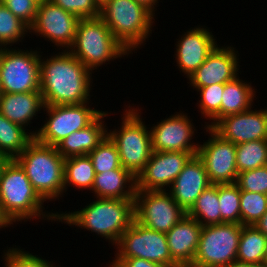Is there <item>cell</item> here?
Instances as JSON below:
<instances>
[{
  "label": "cell",
  "mask_w": 267,
  "mask_h": 267,
  "mask_svg": "<svg viewBox=\"0 0 267 267\" xmlns=\"http://www.w3.org/2000/svg\"><path fill=\"white\" fill-rule=\"evenodd\" d=\"M92 71L68 50L40 60V92L46 105H76L90 101Z\"/></svg>",
  "instance_id": "cell-1"
},
{
  "label": "cell",
  "mask_w": 267,
  "mask_h": 267,
  "mask_svg": "<svg viewBox=\"0 0 267 267\" xmlns=\"http://www.w3.org/2000/svg\"><path fill=\"white\" fill-rule=\"evenodd\" d=\"M135 220L134 199L96 198L79 211L58 214V221L95 232L116 245Z\"/></svg>",
  "instance_id": "cell-2"
},
{
  "label": "cell",
  "mask_w": 267,
  "mask_h": 267,
  "mask_svg": "<svg viewBox=\"0 0 267 267\" xmlns=\"http://www.w3.org/2000/svg\"><path fill=\"white\" fill-rule=\"evenodd\" d=\"M44 202L34 190L25 170L15 159L10 160L0 180V207L3 214L12 224L37 217L58 221V212H43Z\"/></svg>",
  "instance_id": "cell-3"
},
{
  "label": "cell",
  "mask_w": 267,
  "mask_h": 267,
  "mask_svg": "<svg viewBox=\"0 0 267 267\" xmlns=\"http://www.w3.org/2000/svg\"><path fill=\"white\" fill-rule=\"evenodd\" d=\"M15 160L44 201L56 200L64 195L65 159L56 146L40 143L34 138Z\"/></svg>",
  "instance_id": "cell-4"
},
{
  "label": "cell",
  "mask_w": 267,
  "mask_h": 267,
  "mask_svg": "<svg viewBox=\"0 0 267 267\" xmlns=\"http://www.w3.org/2000/svg\"><path fill=\"white\" fill-rule=\"evenodd\" d=\"M154 16L155 13L135 0H108L100 6V18L130 53L151 36Z\"/></svg>",
  "instance_id": "cell-5"
},
{
  "label": "cell",
  "mask_w": 267,
  "mask_h": 267,
  "mask_svg": "<svg viewBox=\"0 0 267 267\" xmlns=\"http://www.w3.org/2000/svg\"><path fill=\"white\" fill-rule=\"evenodd\" d=\"M69 49L91 71L105 62L130 53L100 17L79 20L75 41Z\"/></svg>",
  "instance_id": "cell-6"
},
{
  "label": "cell",
  "mask_w": 267,
  "mask_h": 267,
  "mask_svg": "<svg viewBox=\"0 0 267 267\" xmlns=\"http://www.w3.org/2000/svg\"><path fill=\"white\" fill-rule=\"evenodd\" d=\"M131 107L129 105L124 111L120 129L108 131V136L118 149L121 166L137 177L149 161L153 150L151 132L140 118L141 111Z\"/></svg>",
  "instance_id": "cell-7"
},
{
  "label": "cell",
  "mask_w": 267,
  "mask_h": 267,
  "mask_svg": "<svg viewBox=\"0 0 267 267\" xmlns=\"http://www.w3.org/2000/svg\"><path fill=\"white\" fill-rule=\"evenodd\" d=\"M40 51L9 47L0 49V86L2 93L40 91Z\"/></svg>",
  "instance_id": "cell-8"
},
{
  "label": "cell",
  "mask_w": 267,
  "mask_h": 267,
  "mask_svg": "<svg viewBox=\"0 0 267 267\" xmlns=\"http://www.w3.org/2000/svg\"><path fill=\"white\" fill-rule=\"evenodd\" d=\"M242 224L203 226L199 245L190 267H226L236 261Z\"/></svg>",
  "instance_id": "cell-9"
},
{
  "label": "cell",
  "mask_w": 267,
  "mask_h": 267,
  "mask_svg": "<svg viewBox=\"0 0 267 267\" xmlns=\"http://www.w3.org/2000/svg\"><path fill=\"white\" fill-rule=\"evenodd\" d=\"M89 102L76 105H46L48 114L39 130L30 132L40 143L56 146L75 131L88 126L102 111L92 109Z\"/></svg>",
  "instance_id": "cell-10"
},
{
  "label": "cell",
  "mask_w": 267,
  "mask_h": 267,
  "mask_svg": "<svg viewBox=\"0 0 267 267\" xmlns=\"http://www.w3.org/2000/svg\"><path fill=\"white\" fill-rule=\"evenodd\" d=\"M115 258H142L157 264L180 267L169 252L166 233L152 230L136 220L121 235Z\"/></svg>",
  "instance_id": "cell-11"
},
{
  "label": "cell",
  "mask_w": 267,
  "mask_h": 267,
  "mask_svg": "<svg viewBox=\"0 0 267 267\" xmlns=\"http://www.w3.org/2000/svg\"><path fill=\"white\" fill-rule=\"evenodd\" d=\"M135 220L152 230L167 233L187 213L166 190H136Z\"/></svg>",
  "instance_id": "cell-12"
},
{
  "label": "cell",
  "mask_w": 267,
  "mask_h": 267,
  "mask_svg": "<svg viewBox=\"0 0 267 267\" xmlns=\"http://www.w3.org/2000/svg\"><path fill=\"white\" fill-rule=\"evenodd\" d=\"M79 20L78 16L65 11L50 0L40 2L29 33L41 35L40 37L47 38L57 47L69 50L75 41Z\"/></svg>",
  "instance_id": "cell-13"
},
{
  "label": "cell",
  "mask_w": 267,
  "mask_h": 267,
  "mask_svg": "<svg viewBox=\"0 0 267 267\" xmlns=\"http://www.w3.org/2000/svg\"><path fill=\"white\" fill-rule=\"evenodd\" d=\"M204 128L210 137L199 144L197 155L204 164L210 183H236V144L222 139L211 128Z\"/></svg>",
  "instance_id": "cell-14"
},
{
  "label": "cell",
  "mask_w": 267,
  "mask_h": 267,
  "mask_svg": "<svg viewBox=\"0 0 267 267\" xmlns=\"http://www.w3.org/2000/svg\"><path fill=\"white\" fill-rule=\"evenodd\" d=\"M193 155L182 151H153L144 169L136 177V190L158 191L170 188Z\"/></svg>",
  "instance_id": "cell-15"
},
{
  "label": "cell",
  "mask_w": 267,
  "mask_h": 267,
  "mask_svg": "<svg viewBox=\"0 0 267 267\" xmlns=\"http://www.w3.org/2000/svg\"><path fill=\"white\" fill-rule=\"evenodd\" d=\"M211 129L222 139L236 145L256 141L267 140V107L254 111L230 114L219 119Z\"/></svg>",
  "instance_id": "cell-16"
},
{
  "label": "cell",
  "mask_w": 267,
  "mask_h": 267,
  "mask_svg": "<svg viewBox=\"0 0 267 267\" xmlns=\"http://www.w3.org/2000/svg\"><path fill=\"white\" fill-rule=\"evenodd\" d=\"M194 125L188 116L181 112L165 118L151 127L153 151H182L197 155L198 144L191 143L195 135Z\"/></svg>",
  "instance_id": "cell-17"
},
{
  "label": "cell",
  "mask_w": 267,
  "mask_h": 267,
  "mask_svg": "<svg viewBox=\"0 0 267 267\" xmlns=\"http://www.w3.org/2000/svg\"><path fill=\"white\" fill-rule=\"evenodd\" d=\"M233 47L218 45L208 55L204 63L188 79L196 90L214 84H225L238 76L239 55Z\"/></svg>",
  "instance_id": "cell-18"
},
{
  "label": "cell",
  "mask_w": 267,
  "mask_h": 267,
  "mask_svg": "<svg viewBox=\"0 0 267 267\" xmlns=\"http://www.w3.org/2000/svg\"><path fill=\"white\" fill-rule=\"evenodd\" d=\"M178 40L175 58L176 66L186 74L187 78L193 74L207 59L208 55L218 45L216 39L204 27H195L187 32Z\"/></svg>",
  "instance_id": "cell-19"
},
{
  "label": "cell",
  "mask_w": 267,
  "mask_h": 267,
  "mask_svg": "<svg viewBox=\"0 0 267 267\" xmlns=\"http://www.w3.org/2000/svg\"><path fill=\"white\" fill-rule=\"evenodd\" d=\"M209 185L211 183L203 162L198 155H193L166 191H169L172 198L187 213Z\"/></svg>",
  "instance_id": "cell-20"
},
{
  "label": "cell",
  "mask_w": 267,
  "mask_h": 267,
  "mask_svg": "<svg viewBox=\"0 0 267 267\" xmlns=\"http://www.w3.org/2000/svg\"><path fill=\"white\" fill-rule=\"evenodd\" d=\"M202 225L187 214L167 233L171 258L180 267H190L196 255Z\"/></svg>",
  "instance_id": "cell-21"
},
{
  "label": "cell",
  "mask_w": 267,
  "mask_h": 267,
  "mask_svg": "<svg viewBox=\"0 0 267 267\" xmlns=\"http://www.w3.org/2000/svg\"><path fill=\"white\" fill-rule=\"evenodd\" d=\"M108 114V111H102L88 126L64 138L56 145L58 153L64 159L91 153L108 135L106 124L103 123Z\"/></svg>",
  "instance_id": "cell-22"
},
{
  "label": "cell",
  "mask_w": 267,
  "mask_h": 267,
  "mask_svg": "<svg viewBox=\"0 0 267 267\" xmlns=\"http://www.w3.org/2000/svg\"><path fill=\"white\" fill-rule=\"evenodd\" d=\"M43 108L44 102L40 91L0 95V113L23 128L30 125V120Z\"/></svg>",
  "instance_id": "cell-23"
},
{
  "label": "cell",
  "mask_w": 267,
  "mask_h": 267,
  "mask_svg": "<svg viewBox=\"0 0 267 267\" xmlns=\"http://www.w3.org/2000/svg\"><path fill=\"white\" fill-rule=\"evenodd\" d=\"M91 193L97 198L134 199L136 177L124 167L96 174Z\"/></svg>",
  "instance_id": "cell-24"
},
{
  "label": "cell",
  "mask_w": 267,
  "mask_h": 267,
  "mask_svg": "<svg viewBox=\"0 0 267 267\" xmlns=\"http://www.w3.org/2000/svg\"><path fill=\"white\" fill-rule=\"evenodd\" d=\"M239 78V76H236L233 80L224 84L220 119L230 114L247 111L253 106L256 91L251 83L247 84Z\"/></svg>",
  "instance_id": "cell-25"
},
{
  "label": "cell",
  "mask_w": 267,
  "mask_h": 267,
  "mask_svg": "<svg viewBox=\"0 0 267 267\" xmlns=\"http://www.w3.org/2000/svg\"><path fill=\"white\" fill-rule=\"evenodd\" d=\"M267 237L254 225H242L236 261L264 265Z\"/></svg>",
  "instance_id": "cell-26"
},
{
  "label": "cell",
  "mask_w": 267,
  "mask_h": 267,
  "mask_svg": "<svg viewBox=\"0 0 267 267\" xmlns=\"http://www.w3.org/2000/svg\"><path fill=\"white\" fill-rule=\"evenodd\" d=\"M22 126L12 123L0 113V154L11 160L21 155L22 151L35 138Z\"/></svg>",
  "instance_id": "cell-27"
},
{
  "label": "cell",
  "mask_w": 267,
  "mask_h": 267,
  "mask_svg": "<svg viewBox=\"0 0 267 267\" xmlns=\"http://www.w3.org/2000/svg\"><path fill=\"white\" fill-rule=\"evenodd\" d=\"M95 175L93 163L88 155L65 158L64 193L72 185L78 189L84 188L91 191Z\"/></svg>",
  "instance_id": "cell-28"
},
{
  "label": "cell",
  "mask_w": 267,
  "mask_h": 267,
  "mask_svg": "<svg viewBox=\"0 0 267 267\" xmlns=\"http://www.w3.org/2000/svg\"><path fill=\"white\" fill-rule=\"evenodd\" d=\"M187 215L202 226L221 224L218 184L209 185L198 197Z\"/></svg>",
  "instance_id": "cell-29"
},
{
  "label": "cell",
  "mask_w": 267,
  "mask_h": 267,
  "mask_svg": "<svg viewBox=\"0 0 267 267\" xmlns=\"http://www.w3.org/2000/svg\"><path fill=\"white\" fill-rule=\"evenodd\" d=\"M267 166V140H256L236 145L238 173Z\"/></svg>",
  "instance_id": "cell-30"
},
{
  "label": "cell",
  "mask_w": 267,
  "mask_h": 267,
  "mask_svg": "<svg viewBox=\"0 0 267 267\" xmlns=\"http://www.w3.org/2000/svg\"><path fill=\"white\" fill-rule=\"evenodd\" d=\"M30 27L0 2V48L22 42Z\"/></svg>",
  "instance_id": "cell-31"
},
{
  "label": "cell",
  "mask_w": 267,
  "mask_h": 267,
  "mask_svg": "<svg viewBox=\"0 0 267 267\" xmlns=\"http://www.w3.org/2000/svg\"><path fill=\"white\" fill-rule=\"evenodd\" d=\"M221 224H241L240 189L236 183L218 184Z\"/></svg>",
  "instance_id": "cell-32"
},
{
  "label": "cell",
  "mask_w": 267,
  "mask_h": 267,
  "mask_svg": "<svg viewBox=\"0 0 267 267\" xmlns=\"http://www.w3.org/2000/svg\"><path fill=\"white\" fill-rule=\"evenodd\" d=\"M224 84H214L197 89L200 95L198 107L202 116L209 119L205 127L211 128L220 119V108L223 97Z\"/></svg>",
  "instance_id": "cell-33"
},
{
  "label": "cell",
  "mask_w": 267,
  "mask_h": 267,
  "mask_svg": "<svg viewBox=\"0 0 267 267\" xmlns=\"http://www.w3.org/2000/svg\"><path fill=\"white\" fill-rule=\"evenodd\" d=\"M88 156L96 174L121 167L118 149L108 135Z\"/></svg>",
  "instance_id": "cell-34"
},
{
  "label": "cell",
  "mask_w": 267,
  "mask_h": 267,
  "mask_svg": "<svg viewBox=\"0 0 267 267\" xmlns=\"http://www.w3.org/2000/svg\"><path fill=\"white\" fill-rule=\"evenodd\" d=\"M266 211V194L240 190V215L242 225H254Z\"/></svg>",
  "instance_id": "cell-35"
},
{
  "label": "cell",
  "mask_w": 267,
  "mask_h": 267,
  "mask_svg": "<svg viewBox=\"0 0 267 267\" xmlns=\"http://www.w3.org/2000/svg\"><path fill=\"white\" fill-rule=\"evenodd\" d=\"M236 184L240 190L267 195V166L238 173Z\"/></svg>",
  "instance_id": "cell-36"
},
{
  "label": "cell",
  "mask_w": 267,
  "mask_h": 267,
  "mask_svg": "<svg viewBox=\"0 0 267 267\" xmlns=\"http://www.w3.org/2000/svg\"><path fill=\"white\" fill-rule=\"evenodd\" d=\"M3 257L4 267H56L46 259L32 255L18 247L8 249Z\"/></svg>",
  "instance_id": "cell-37"
},
{
  "label": "cell",
  "mask_w": 267,
  "mask_h": 267,
  "mask_svg": "<svg viewBox=\"0 0 267 267\" xmlns=\"http://www.w3.org/2000/svg\"><path fill=\"white\" fill-rule=\"evenodd\" d=\"M80 19L100 17V6L95 0H50Z\"/></svg>",
  "instance_id": "cell-38"
},
{
  "label": "cell",
  "mask_w": 267,
  "mask_h": 267,
  "mask_svg": "<svg viewBox=\"0 0 267 267\" xmlns=\"http://www.w3.org/2000/svg\"><path fill=\"white\" fill-rule=\"evenodd\" d=\"M1 2L29 27L34 23L38 1L36 0H1Z\"/></svg>",
  "instance_id": "cell-39"
},
{
  "label": "cell",
  "mask_w": 267,
  "mask_h": 267,
  "mask_svg": "<svg viewBox=\"0 0 267 267\" xmlns=\"http://www.w3.org/2000/svg\"><path fill=\"white\" fill-rule=\"evenodd\" d=\"M109 267H171L144 260L142 258H115Z\"/></svg>",
  "instance_id": "cell-40"
},
{
  "label": "cell",
  "mask_w": 267,
  "mask_h": 267,
  "mask_svg": "<svg viewBox=\"0 0 267 267\" xmlns=\"http://www.w3.org/2000/svg\"><path fill=\"white\" fill-rule=\"evenodd\" d=\"M254 226L267 237V211L254 224Z\"/></svg>",
  "instance_id": "cell-41"
},
{
  "label": "cell",
  "mask_w": 267,
  "mask_h": 267,
  "mask_svg": "<svg viewBox=\"0 0 267 267\" xmlns=\"http://www.w3.org/2000/svg\"><path fill=\"white\" fill-rule=\"evenodd\" d=\"M135 1L140 2L141 4L145 5L153 13L155 12V10H154L155 6L157 5V3H159L158 0H135Z\"/></svg>",
  "instance_id": "cell-42"
},
{
  "label": "cell",
  "mask_w": 267,
  "mask_h": 267,
  "mask_svg": "<svg viewBox=\"0 0 267 267\" xmlns=\"http://www.w3.org/2000/svg\"><path fill=\"white\" fill-rule=\"evenodd\" d=\"M12 223L10 220L3 214L1 207H0V229L9 227Z\"/></svg>",
  "instance_id": "cell-43"
},
{
  "label": "cell",
  "mask_w": 267,
  "mask_h": 267,
  "mask_svg": "<svg viewBox=\"0 0 267 267\" xmlns=\"http://www.w3.org/2000/svg\"><path fill=\"white\" fill-rule=\"evenodd\" d=\"M10 160L11 159L9 157H6V156L0 154V180H1L3 170Z\"/></svg>",
  "instance_id": "cell-44"
},
{
  "label": "cell",
  "mask_w": 267,
  "mask_h": 267,
  "mask_svg": "<svg viewBox=\"0 0 267 267\" xmlns=\"http://www.w3.org/2000/svg\"><path fill=\"white\" fill-rule=\"evenodd\" d=\"M226 267H256V265L250 264V263H243V262H239V261H234L233 263H231L229 266H226Z\"/></svg>",
  "instance_id": "cell-45"
},
{
  "label": "cell",
  "mask_w": 267,
  "mask_h": 267,
  "mask_svg": "<svg viewBox=\"0 0 267 267\" xmlns=\"http://www.w3.org/2000/svg\"><path fill=\"white\" fill-rule=\"evenodd\" d=\"M95 1L99 4V6H102L108 0H95Z\"/></svg>",
  "instance_id": "cell-46"
},
{
  "label": "cell",
  "mask_w": 267,
  "mask_h": 267,
  "mask_svg": "<svg viewBox=\"0 0 267 267\" xmlns=\"http://www.w3.org/2000/svg\"><path fill=\"white\" fill-rule=\"evenodd\" d=\"M264 265L267 266V246H266V253L264 258Z\"/></svg>",
  "instance_id": "cell-47"
},
{
  "label": "cell",
  "mask_w": 267,
  "mask_h": 267,
  "mask_svg": "<svg viewBox=\"0 0 267 267\" xmlns=\"http://www.w3.org/2000/svg\"><path fill=\"white\" fill-rule=\"evenodd\" d=\"M36 1H38L40 3V2H45V1H49V0H36Z\"/></svg>",
  "instance_id": "cell-48"
}]
</instances>
